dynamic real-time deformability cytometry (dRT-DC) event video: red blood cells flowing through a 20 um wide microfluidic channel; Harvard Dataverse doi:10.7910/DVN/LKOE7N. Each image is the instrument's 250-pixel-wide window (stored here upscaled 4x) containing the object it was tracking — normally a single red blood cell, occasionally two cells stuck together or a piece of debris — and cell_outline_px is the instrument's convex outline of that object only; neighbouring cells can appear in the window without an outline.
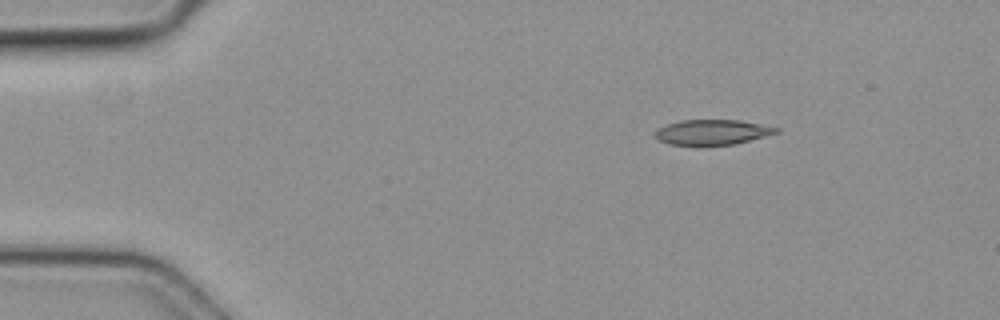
{"species": "common noctule bat (a hibernating species)", "species_latin": "Nyctalus noctula", "temperature_condition": "cold", "stored_images_in_passage": 46, "camera_frame_rate_fps": 3000, "um_per_image_px": 0.085, "animal": {"sex": "female", "body_mass_g": 19.3, "forearm_length_mm": 54.1}, "frame": {"image": 1, "passage_image": 1, "time_ms": 0.0, "image_size_px": [1000, 320], "cell_outline_px": [[780, 132], [736, 144], [700, 148], [668, 144], [660, 140], [656, 136], [656, 128], [680, 120], [740, 120], [780, 128]], "centroid_in_image_um": [60.53, 11.28], "position_along_channel_um": 24.5, "area_um2": 18.44}}
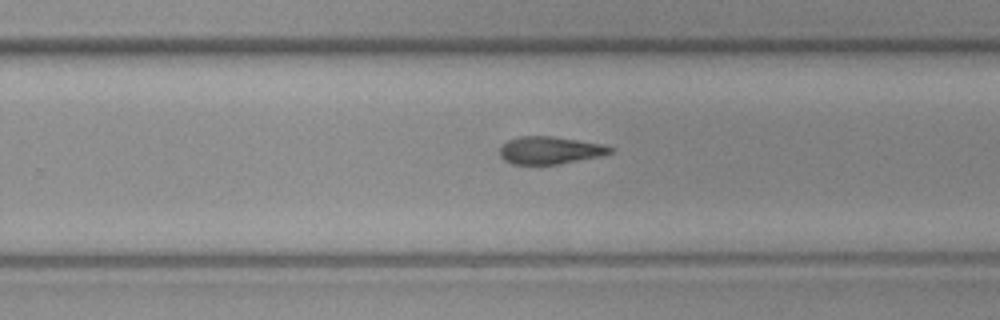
{"frame": {"image": 2, "passage_image": 27, "time_ms": 8.667, "image_size_px": [1000, 320], "cell_outline_px": [[612, 152], [596, 156], [556, 164], [512, 164], [504, 160], [500, 156], [500, 144], [508, 140], [520, 136], [552, 136], [604, 144], [612, 148]], "centroid_in_image_um": [46.66, 12.76], "position_along_channel_um": 283.1, "area_um2": 17.46}}
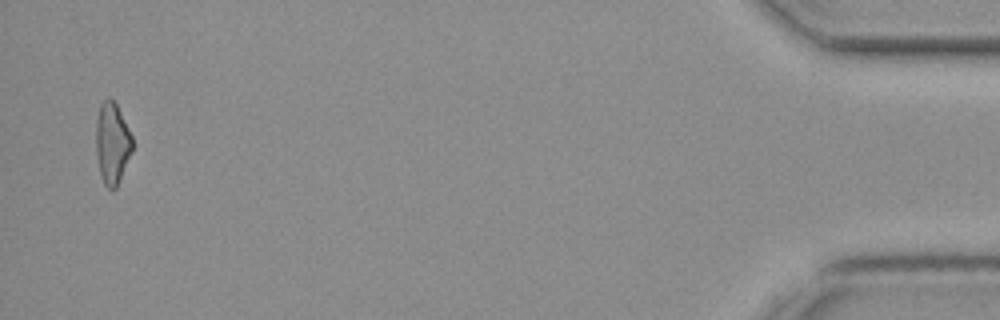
{"frame": {"image": 3, "passage_image": 45, "time_ms": 14.667, "image_size_px": [1000, 320], "cell_outline_px": [[132, 152], [116, 188], [112, 192], [104, 184], [100, 172], [96, 152], [96, 120], [100, 104], [108, 96], [116, 104], [132, 136]], "centroid_in_image_um": [9.53, 12.18], "position_along_channel_um": 425.7, "area_um2": 17.17}}